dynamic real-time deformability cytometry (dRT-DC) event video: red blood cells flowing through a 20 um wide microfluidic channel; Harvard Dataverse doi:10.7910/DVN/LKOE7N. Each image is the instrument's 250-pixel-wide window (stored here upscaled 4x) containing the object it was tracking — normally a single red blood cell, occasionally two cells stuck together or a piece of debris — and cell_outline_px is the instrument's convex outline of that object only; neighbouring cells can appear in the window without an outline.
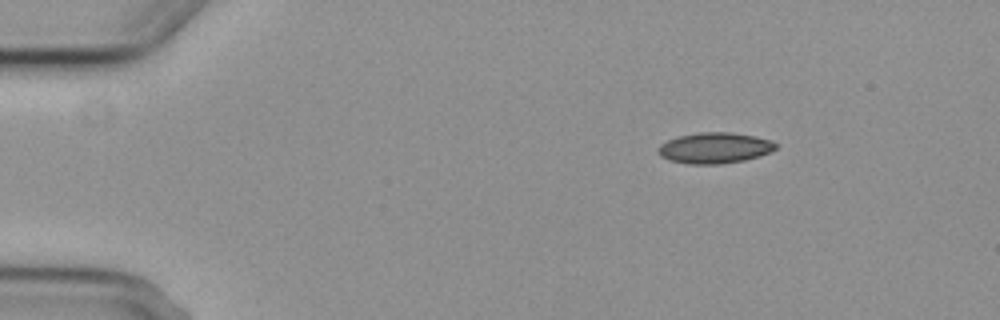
{"species": "common noctule bat (a hibernating species)", "species_latin": "Nyctalus noctula", "temperature_condition": "cold", "stored_images_in_passage": 4, "camera_frame_rate_fps": 3000, "um_per_image_px": 0.085, "animal": {"sex": "female", "body_mass_g": 29.2, "forearm_length_mm": 56.3}, "frame": {"image": 1, "passage_image": 1, "time_ms": 0.0, "image_size_px": [1000, 320], "cell_outline_px": [[776, 148], [760, 156], [744, 160], [720, 164], [688, 164], [672, 160], [660, 156], [660, 144], [668, 140], [680, 136], [700, 132], [732, 132], [752, 136], [768, 140], [776, 144]], "centroid_in_image_um": [60.74, 12.58], "position_along_channel_um": 24.3, "area_um2": 20.69}}